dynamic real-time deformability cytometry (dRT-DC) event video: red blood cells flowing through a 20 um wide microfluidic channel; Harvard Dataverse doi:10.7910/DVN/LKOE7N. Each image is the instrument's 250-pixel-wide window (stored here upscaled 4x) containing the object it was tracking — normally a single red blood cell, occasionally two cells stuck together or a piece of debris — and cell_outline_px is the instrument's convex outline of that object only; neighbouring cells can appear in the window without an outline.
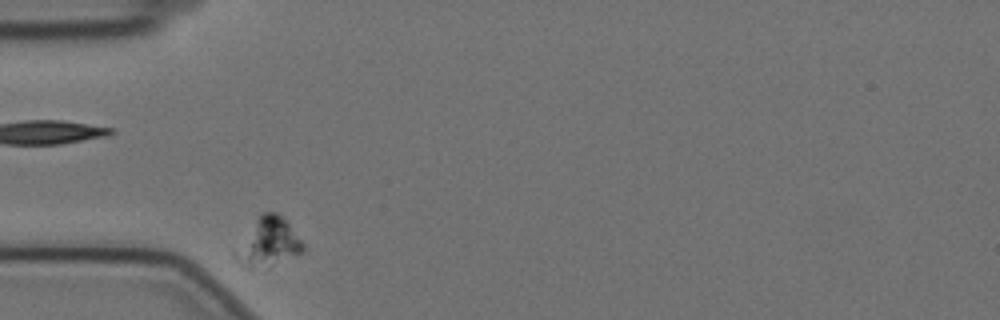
{"species": "Egyptian fruit bat (a non-hibernating species)", "species_latin": "Rousettus aegyptiacus", "temperature_condition": "cold", "stored_images_in_passage": 7, "camera_frame_rate_fps": 3000, "um_per_image_px": 0.085, "animal": {"sex": "female"}, "frame": {"image": 1, "passage_image": 1, "time_ms": 0.0, "image_size_px": [1000, 320], "cell_outline_px": [[304, 252], [268, 268], [244, 268], [232, 256], [232, 252], [256, 220], [264, 212], [276, 212], [288, 224], [304, 244]], "centroid_in_image_um": [22.77, 20.66], "position_along_channel_um": 62.2, "area_um2": 19.07}}
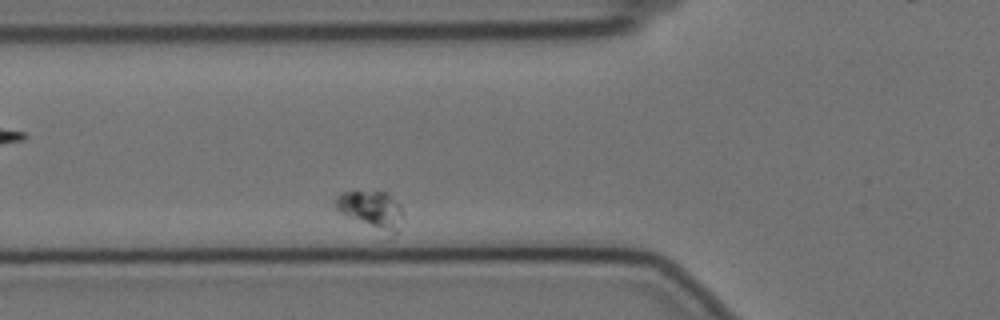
{"frame": {"image": 2, "passage_image": 5, "time_ms": 1.333, "image_size_px": [1000, 320], "cell_outline_px": [[404, 216], [396, 232], [336, 212], [332, 208], [332, 200], [336, 196], [344, 192], [388, 192], [400, 204]], "centroid_in_image_um": [31.49, 17.71], "position_along_channel_um": 94.3, "area_um2": 14.05}}